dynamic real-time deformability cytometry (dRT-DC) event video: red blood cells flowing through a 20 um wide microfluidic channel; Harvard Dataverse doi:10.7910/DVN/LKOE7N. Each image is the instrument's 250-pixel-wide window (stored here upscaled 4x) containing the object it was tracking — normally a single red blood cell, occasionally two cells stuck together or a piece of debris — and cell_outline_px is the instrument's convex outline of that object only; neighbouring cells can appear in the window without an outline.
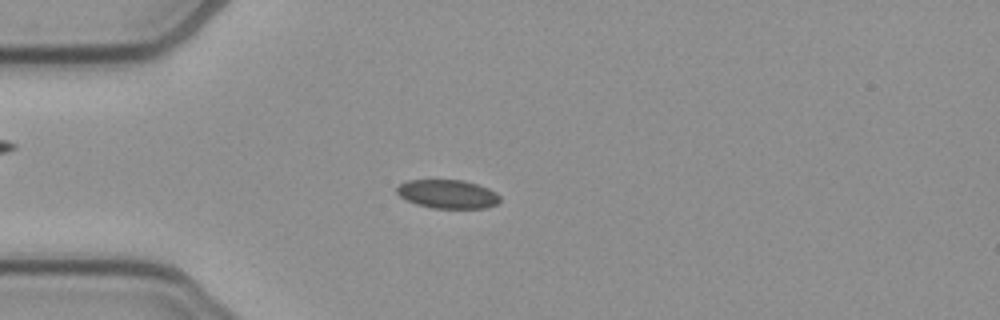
{"species": "common noctule bat (a hibernating species)", "species_latin": "Nyctalus noctula", "temperature_condition": "cold", "stored_images_in_passage": 53, "camera_frame_rate_fps": 3000, "um_per_image_px": 0.085, "animal": {"sex": "female", "body_mass_g": 21.9}, "frame": {"image": 1, "passage_image": 14, "time_ms": 4.333, "image_size_px": [1000, 320], "cell_outline_px": [[500, 200], [496, 204], [488, 208], [432, 208], [416, 204], [400, 196], [396, 192], [396, 188], [400, 184], [408, 180], [464, 180], [488, 188], [496, 192], [500, 196]], "centroid_in_image_um": [38.06, 16.5], "position_along_channel_um": 46.9, "area_um2": 17.22}}
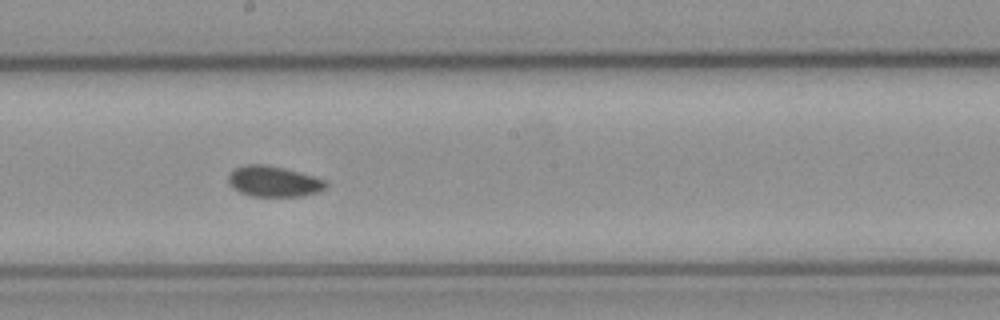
{"frame": {"image": 2, "passage_image": 29, "time_ms": 9.333, "image_size_px": [1000, 320], "cell_outline_px": [[328, 184], [320, 192], [304, 196], [252, 196], [240, 192], [232, 188], [228, 180], [228, 176], [236, 168], [244, 164], [264, 164], [284, 168], [312, 176], [324, 180]], "centroid_in_image_um": [23.26, 15.43], "position_along_channel_um": 224.9, "area_um2": 17.34}}
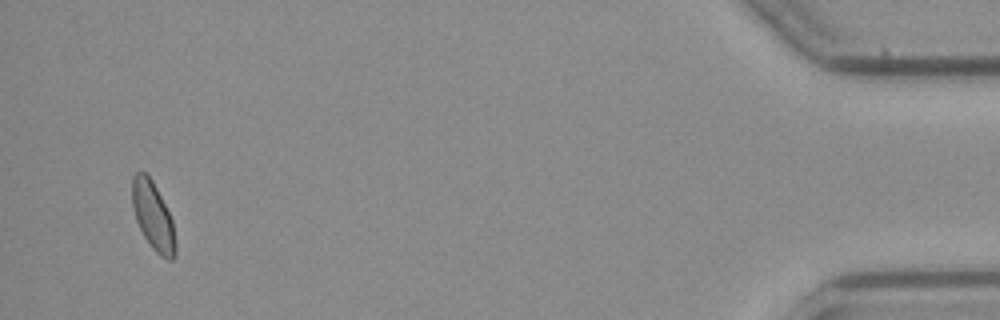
{"frame": {"image": 3, "passage_image": 51, "time_ms": 16.667, "image_size_px": [1000, 320], "cell_outline_px": [[176, 256], [172, 260], [168, 260], [160, 256], [152, 248], [144, 236], [136, 220], [132, 204], [132, 176], [136, 172], [144, 172], [152, 180], [172, 220], [176, 244]], "centroid_in_image_um": [13.01, 18.39], "position_along_channel_um": 422.2, "area_um2": 16.99}, "authors_computed_cell_mechanics": {"area_um2": 17.4556, "velocity_mm_per_s": 3.8525, "shape_relaxation_time_tau1_ms": null, "shape_relaxation_time_tau2_ms": 7.842, "deformation_change_tau1": null, "deformation_change_tau2": 0.0963}}